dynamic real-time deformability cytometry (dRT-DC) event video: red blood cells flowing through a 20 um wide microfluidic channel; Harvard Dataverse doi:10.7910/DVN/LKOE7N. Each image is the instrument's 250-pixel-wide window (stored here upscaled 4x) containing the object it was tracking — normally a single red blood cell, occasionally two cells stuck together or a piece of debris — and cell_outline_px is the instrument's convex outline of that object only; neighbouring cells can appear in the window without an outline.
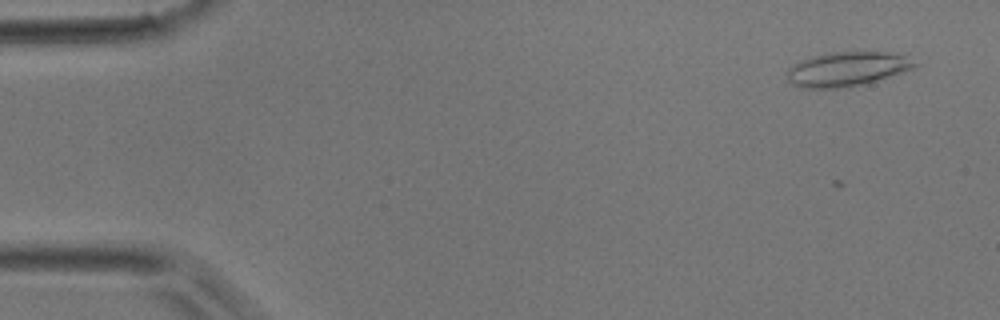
{"species": "common noctule bat (a hibernating species)", "species_latin": "Nyctalus noctula", "temperature_condition": "room temperature", "stored_images_in_passage": 45, "camera_frame_rate_fps": 3000, "um_per_image_px": 0.085, "animal": {"sex": "male", "body_mass_g": 17.9}, "frame": {"image": 1, "passage_image": 4, "time_ms": 1.0, "image_size_px": [1000, 320], "cell_outline_px": [[920, 64], [912, 68], [876, 80], [860, 84], [840, 88], [800, 88], [792, 84], [788, 80], [784, 72], [788, 68], [800, 60], [812, 56], [832, 52], [888, 52], [904, 56]], "centroid_in_image_um": [71.9, 5.87], "position_along_channel_um": 13.1, "area_um2": 25.32}}
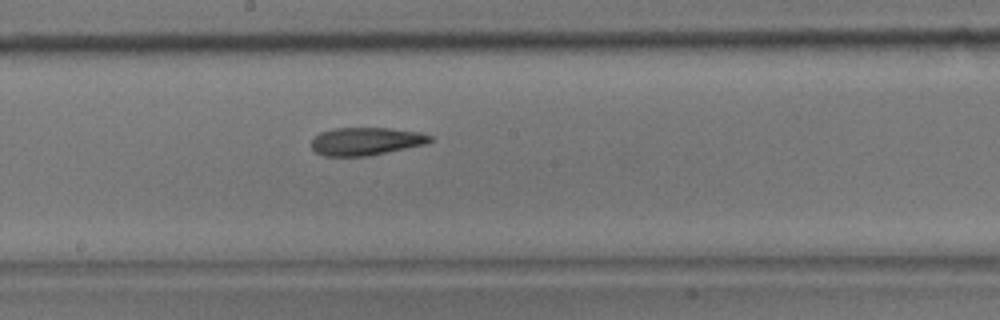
{"frame": {"image": 2, "passage_image": 25, "time_ms": 8.0, "image_size_px": [1000, 320], "cell_outline_px": [[436, 140], [428, 144], [368, 156], [324, 156], [316, 152], [312, 148], [312, 140], [320, 132], [336, 128], [388, 128], [420, 132], [432, 136]], "centroid_in_image_um": [31.17, 12.01], "position_along_channel_um": 217.0, "area_um2": 19.42}}
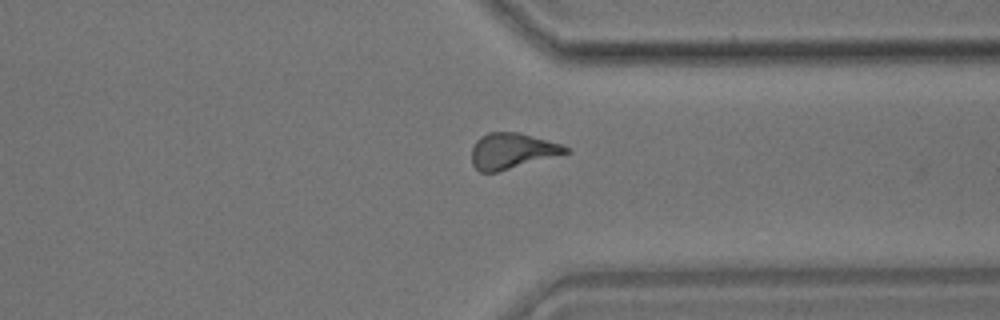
{"frame": {"image": 3, "passage_image": 35, "time_ms": 11.333, "image_size_px": [1000, 320], "cell_outline_px": [[572, 152], [496, 172], [480, 172], [472, 164], [472, 148], [476, 140], [480, 136], [488, 132], [520, 132], [560, 144], [568, 148]], "centroid_in_image_um": [43.51, 12.82], "position_along_channel_um": 367.9, "area_um2": 19.48}}